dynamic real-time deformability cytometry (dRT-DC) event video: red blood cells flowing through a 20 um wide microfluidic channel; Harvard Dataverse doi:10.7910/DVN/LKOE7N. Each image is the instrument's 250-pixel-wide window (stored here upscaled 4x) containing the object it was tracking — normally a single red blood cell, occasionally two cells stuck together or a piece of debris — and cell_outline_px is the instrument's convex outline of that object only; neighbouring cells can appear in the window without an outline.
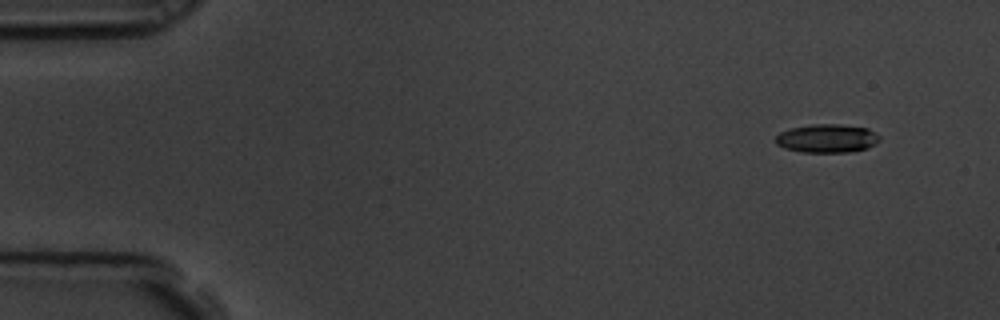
{"species": "common noctule bat (a hibernating species)", "species_latin": "Nyctalus noctula", "temperature_condition": "room temperature", "stored_images_in_passage": 7, "segment_of_instrument_passage": [2, 2], "camera_frame_rate_fps": 3000, "um_per_image_px": 0.085, "animal": {"sex": "male", "body_mass_g": 19.5, "forearm_length_mm": 54.6}, "frame": {"image": 1, "passage_image": 7, "time_ms": 2.0, "image_size_px": [1000, 320], "cell_outline_px": [[880, 140], [868, 148], [848, 152], [800, 152], [784, 148], [776, 144], [776, 136], [780, 132], [792, 128], [812, 124], [840, 124], [868, 128], [876, 132], [880, 136]], "centroid_in_image_um": [70.31, 11.76], "position_along_channel_um": 14.7, "area_um2": 17.34}}